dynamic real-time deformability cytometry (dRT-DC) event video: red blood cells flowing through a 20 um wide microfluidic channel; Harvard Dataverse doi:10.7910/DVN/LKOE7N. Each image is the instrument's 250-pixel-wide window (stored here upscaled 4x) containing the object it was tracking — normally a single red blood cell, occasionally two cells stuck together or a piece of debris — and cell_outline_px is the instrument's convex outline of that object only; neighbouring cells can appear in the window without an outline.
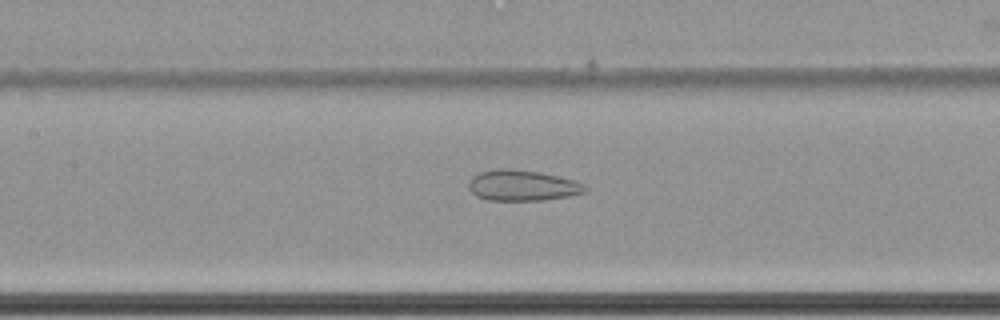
{"species": "common noctule bat (a hibernating species)", "species_latin": "Nyctalus noctula", "temperature_condition": "cold", "stored_images_in_passage": 63, "camera_frame_rate_fps": 3000, "um_per_image_px": 0.085, "animal": {"sex": "female", "body_mass_g": 22.7, "forearm_length_mm": 54.2}, "frame": {"image": 1, "passage_image": 32, "time_ms": 10.333, "image_size_px": [1000, 320], "cell_outline_px": [[588, 192], [568, 196], [544, 200], [488, 200], [476, 196], [468, 188], [468, 180], [472, 176], [480, 172], [496, 168], [508, 168], [540, 172], [572, 180], [584, 184], [588, 188]], "centroid_in_image_um": [44.38, 15.76], "position_along_channel_um": 163.0, "area_um2": 20.98}}
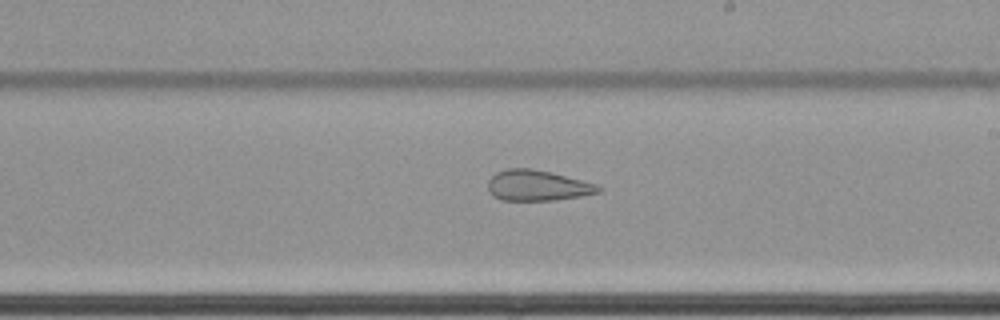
{"frame": {"image": 2, "passage_image": 39, "time_ms": 12.667, "image_size_px": [1000, 320], "cell_outline_px": [[604, 188], [600, 192], [580, 196], [556, 200], [500, 200], [492, 196], [488, 192], [488, 180], [496, 172], [508, 168], [532, 168], [552, 172], [596, 184]], "centroid_in_image_um": [45.66, 15.76], "position_along_channel_um": 243.3, "area_um2": 19.88}}
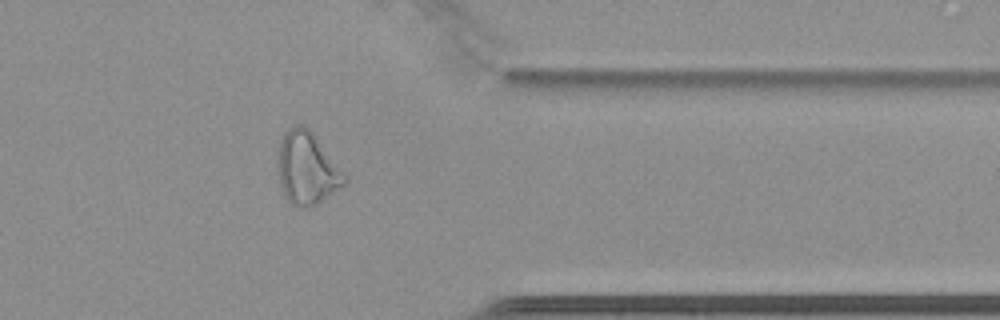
{"frame": {"image": 3, "passage_image": 52, "time_ms": 17.0, "image_size_px": [1000, 320], "cell_outline_px": [[348, 180], [344, 184], [316, 204], [304, 208], [296, 208], [284, 196], [276, 172], [276, 156], [280, 140], [284, 132], [288, 128], [296, 124], [304, 124], [312, 132]], "centroid_in_image_um": [26.0, 14.29], "position_along_channel_um": 385.4, "area_um2": 28.15}, "authors_computed_cell_mechanics": {"area_um2": 29.478, "velocity_mm_per_s": 3.4539, "shape_relaxation_time_tau1_ms": null, "shape_relaxation_time_tau2_ms": 2.3052, "deformation_change_tau1": null, "deformation_change_tau2": 0.0999}}